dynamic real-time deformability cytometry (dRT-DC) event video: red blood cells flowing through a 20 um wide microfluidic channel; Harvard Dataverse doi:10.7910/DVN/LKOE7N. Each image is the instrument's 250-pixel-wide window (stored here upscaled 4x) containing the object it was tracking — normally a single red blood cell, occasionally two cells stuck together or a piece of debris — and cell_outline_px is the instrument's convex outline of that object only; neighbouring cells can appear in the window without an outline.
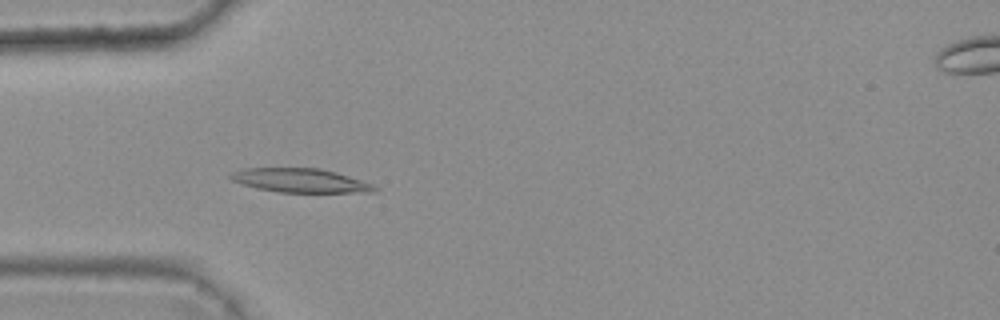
{"species": "common noctule bat (a hibernating species)", "species_latin": "Nyctalus noctula", "temperature_condition": "warm", "stored_images_in_passage": 5, "camera_frame_rate_fps": 3000, "um_per_image_px": 0.085, "animal": {"sex": "female", "body_mass_g": 25.1}, "frame": {"image": 1, "passage_image": 4, "time_ms": 1.0, "image_size_px": [1000, 320], "cell_outline_px": [[380, 188], [376, 192], [280, 192], [256, 188], [232, 180], [228, 176], [232, 172], [244, 168], [320, 168], [336, 172], [372, 184]], "centroid_in_image_um": [25.54, 15.34], "position_along_channel_um": 59.5, "area_um2": 19.94}}